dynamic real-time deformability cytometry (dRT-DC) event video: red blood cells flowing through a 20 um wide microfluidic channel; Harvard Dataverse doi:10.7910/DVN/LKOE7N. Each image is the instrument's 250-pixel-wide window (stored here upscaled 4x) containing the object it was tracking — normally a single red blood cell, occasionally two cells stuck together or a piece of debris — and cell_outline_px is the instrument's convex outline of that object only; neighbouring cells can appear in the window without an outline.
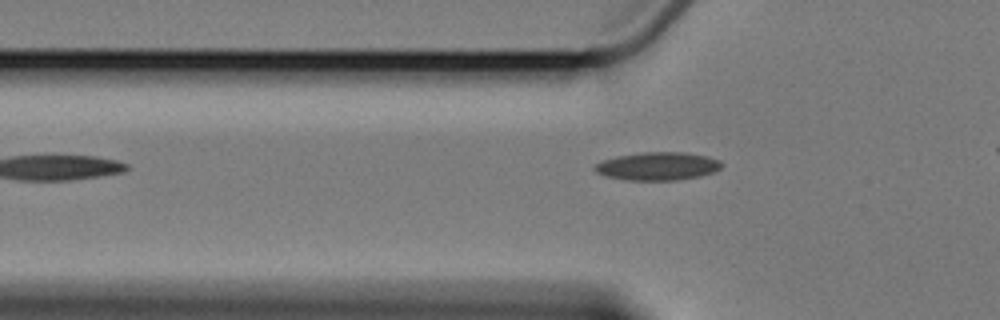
{"species": "Egyptian fruit bat (a non-hibernating species)", "species_latin": "Rousettus aegyptiacus", "temperature_condition": "cold", "stored_images_in_passage": 5, "camera_frame_rate_fps": 3000, "um_per_image_px": 0.085, "animal": {"sex": "female"}, "frame": {"image": 1, "passage_image": 5, "time_ms": 5.0, "image_size_px": [1000, 320], "cell_outline_px": [[724, 164], [720, 168], [712, 172], [700, 176], [676, 180], [624, 180], [604, 176], [596, 172], [592, 168], [596, 164], [604, 160], [616, 156], [644, 152], [684, 152], [708, 156], [720, 160]], "centroid_in_image_um": [55.89, 14.12], "position_along_channel_um": 69.9, "area_um2": 20.87}}